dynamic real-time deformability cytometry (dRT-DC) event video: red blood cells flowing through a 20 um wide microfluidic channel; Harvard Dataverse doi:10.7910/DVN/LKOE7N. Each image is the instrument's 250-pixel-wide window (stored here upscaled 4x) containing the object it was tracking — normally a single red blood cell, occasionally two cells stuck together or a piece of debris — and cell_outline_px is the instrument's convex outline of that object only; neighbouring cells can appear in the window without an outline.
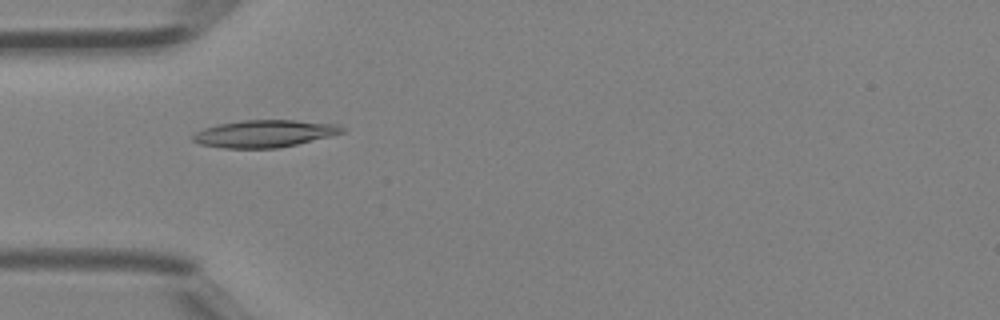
{"species": "Egyptian fruit bat (a non-hibernating species)", "species_latin": "Rousettus aegyptiacus", "temperature_condition": "room temperature", "stored_images_in_passage": 42, "camera_frame_rate_fps": 3000, "um_per_image_px": 0.085, "animal": {"sex": "female"}, "frame": {"image": 1, "passage_image": 13, "time_ms": 4.0, "image_size_px": [1000, 320], "cell_outline_px": [[344, 132], [296, 144], [276, 148], [224, 148], [200, 144], [192, 140], [192, 136], [196, 132], [204, 128], [216, 124], [244, 120], [296, 120], [336, 124], [344, 128]], "centroid_in_image_um": [22.43, 11.35], "position_along_channel_um": 62.6, "area_um2": 23.47}}
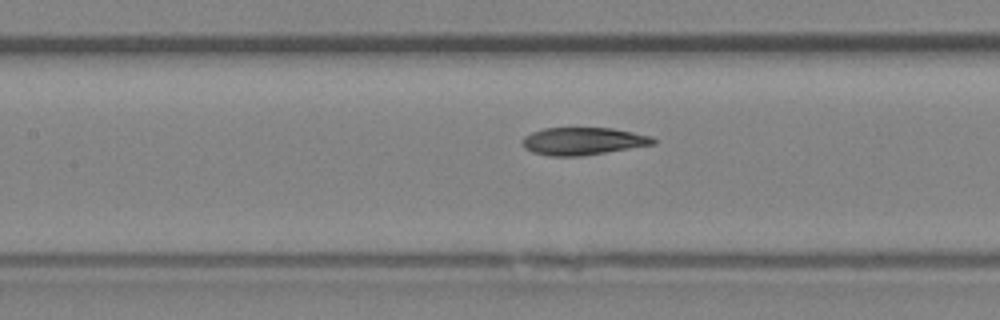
{"frame": {"image": 2, "passage_image": 19, "time_ms": 6.0, "image_size_px": [1000, 320], "cell_outline_px": [[656, 144], [580, 156], [548, 156], [532, 152], [524, 148], [520, 140], [524, 136], [532, 132], [544, 128], [612, 128], [652, 136], [656, 140]], "centroid_in_image_um": [49.52, 12.0], "position_along_channel_um": 157.9, "area_um2": 21.04}}
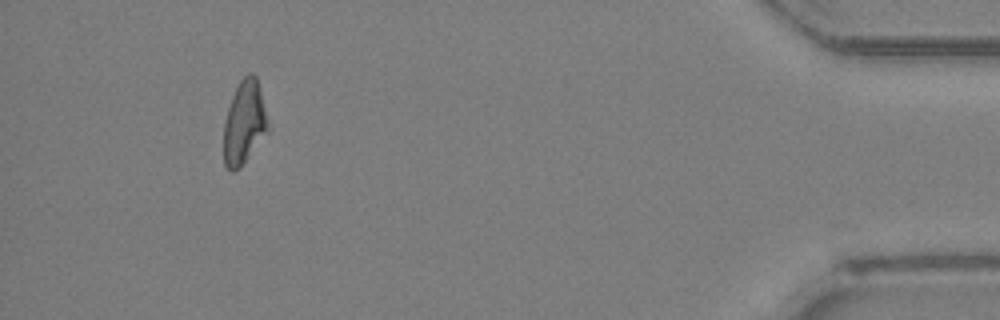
{"frame": {"image": 3, "passage_image": 39, "time_ms": 12.667, "image_size_px": [1000, 320], "cell_outline_px": [[272, 128], [240, 168], [232, 172], [224, 164], [224, 124], [228, 108], [232, 96], [240, 80], [248, 72], [252, 72], [256, 76]], "centroid_in_image_um": [20.81, 10.42], "position_along_channel_um": 414.4, "area_um2": 21.96}}